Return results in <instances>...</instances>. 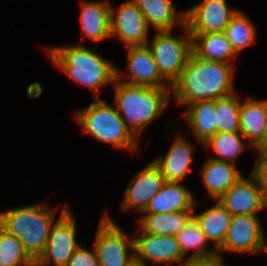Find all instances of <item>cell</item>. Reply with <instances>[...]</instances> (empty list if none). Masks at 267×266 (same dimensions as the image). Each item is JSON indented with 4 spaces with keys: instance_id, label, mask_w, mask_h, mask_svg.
Returning a JSON list of instances; mask_svg holds the SVG:
<instances>
[{
    "instance_id": "cell-27",
    "label": "cell",
    "mask_w": 267,
    "mask_h": 266,
    "mask_svg": "<svg viewBox=\"0 0 267 266\" xmlns=\"http://www.w3.org/2000/svg\"><path fill=\"white\" fill-rule=\"evenodd\" d=\"M0 266H35L23 244L0 227Z\"/></svg>"
},
{
    "instance_id": "cell-24",
    "label": "cell",
    "mask_w": 267,
    "mask_h": 266,
    "mask_svg": "<svg viewBox=\"0 0 267 266\" xmlns=\"http://www.w3.org/2000/svg\"><path fill=\"white\" fill-rule=\"evenodd\" d=\"M188 106L186 121L190 123L199 143L203 144L217 134L215 100L197 101Z\"/></svg>"
},
{
    "instance_id": "cell-13",
    "label": "cell",
    "mask_w": 267,
    "mask_h": 266,
    "mask_svg": "<svg viewBox=\"0 0 267 266\" xmlns=\"http://www.w3.org/2000/svg\"><path fill=\"white\" fill-rule=\"evenodd\" d=\"M135 260L145 264L150 260L155 264H170L182 262L184 259L176 236H160L141 232L134 238Z\"/></svg>"
},
{
    "instance_id": "cell-34",
    "label": "cell",
    "mask_w": 267,
    "mask_h": 266,
    "mask_svg": "<svg viewBox=\"0 0 267 266\" xmlns=\"http://www.w3.org/2000/svg\"><path fill=\"white\" fill-rule=\"evenodd\" d=\"M258 153H267V142L262 146V148L257 149Z\"/></svg>"
},
{
    "instance_id": "cell-6",
    "label": "cell",
    "mask_w": 267,
    "mask_h": 266,
    "mask_svg": "<svg viewBox=\"0 0 267 266\" xmlns=\"http://www.w3.org/2000/svg\"><path fill=\"white\" fill-rule=\"evenodd\" d=\"M182 27L186 38L175 37L171 35V30H163L156 32L152 44L147 43L161 75L171 85L179 78L193 52L192 36L186 24Z\"/></svg>"
},
{
    "instance_id": "cell-21",
    "label": "cell",
    "mask_w": 267,
    "mask_h": 266,
    "mask_svg": "<svg viewBox=\"0 0 267 266\" xmlns=\"http://www.w3.org/2000/svg\"><path fill=\"white\" fill-rule=\"evenodd\" d=\"M139 228L145 233L160 236H176L193 218L192 210L170 213H145Z\"/></svg>"
},
{
    "instance_id": "cell-19",
    "label": "cell",
    "mask_w": 267,
    "mask_h": 266,
    "mask_svg": "<svg viewBox=\"0 0 267 266\" xmlns=\"http://www.w3.org/2000/svg\"><path fill=\"white\" fill-rule=\"evenodd\" d=\"M201 177L207 192L218 201L242 175L235 164L210 158L202 169Z\"/></svg>"
},
{
    "instance_id": "cell-1",
    "label": "cell",
    "mask_w": 267,
    "mask_h": 266,
    "mask_svg": "<svg viewBox=\"0 0 267 266\" xmlns=\"http://www.w3.org/2000/svg\"><path fill=\"white\" fill-rule=\"evenodd\" d=\"M232 64L206 60L191 53L171 90L178 104L216 100L234 93Z\"/></svg>"
},
{
    "instance_id": "cell-32",
    "label": "cell",
    "mask_w": 267,
    "mask_h": 266,
    "mask_svg": "<svg viewBox=\"0 0 267 266\" xmlns=\"http://www.w3.org/2000/svg\"><path fill=\"white\" fill-rule=\"evenodd\" d=\"M252 175L258 181L264 201L267 203V153H259Z\"/></svg>"
},
{
    "instance_id": "cell-33",
    "label": "cell",
    "mask_w": 267,
    "mask_h": 266,
    "mask_svg": "<svg viewBox=\"0 0 267 266\" xmlns=\"http://www.w3.org/2000/svg\"><path fill=\"white\" fill-rule=\"evenodd\" d=\"M220 252L215 251L214 254L209 256L186 258V262L181 264L182 266H226L221 261Z\"/></svg>"
},
{
    "instance_id": "cell-12",
    "label": "cell",
    "mask_w": 267,
    "mask_h": 266,
    "mask_svg": "<svg viewBox=\"0 0 267 266\" xmlns=\"http://www.w3.org/2000/svg\"><path fill=\"white\" fill-rule=\"evenodd\" d=\"M252 179L241 177L218 202L232 215H257V211L267 207L258 181L251 174Z\"/></svg>"
},
{
    "instance_id": "cell-16",
    "label": "cell",
    "mask_w": 267,
    "mask_h": 266,
    "mask_svg": "<svg viewBox=\"0 0 267 266\" xmlns=\"http://www.w3.org/2000/svg\"><path fill=\"white\" fill-rule=\"evenodd\" d=\"M240 133L254 149L267 142V101L248 99L240 107Z\"/></svg>"
},
{
    "instance_id": "cell-20",
    "label": "cell",
    "mask_w": 267,
    "mask_h": 266,
    "mask_svg": "<svg viewBox=\"0 0 267 266\" xmlns=\"http://www.w3.org/2000/svg\"><path fill=\"white\" fill-rule=\"evenodd\" d=\"M83 32L92 41L110 37L111 5L108 2H83L80 16Z\"/></svg>"
},
{
    "instance_id": "cell-5",
    "label": "cell",
    "mask_w": 267,
    "mask_h": 266,
    "mask_svg": "<svg viewBox=\"0 0 267 266\" xmlns=\"http://www.w3.org/2000/svg\"><path fill=\"white\" fill-rule=\"evenodd\" d=\"M98 98V95H95L92 104L76 113L79 124L99 141L137 151V137L127 128L116 108L103 100L98 101Z\"/></svg>"
},
{
    "instance_id": "cell-3",
    "label": "cell",
    "mask_w": 267,
    "mask_h": 266,
    "mask_svg": "<svg viewBox=\"0 0 267 266\" xmlns=\"http://www.w3.org/2000/svg\"><path fill=\"white\" fill-rule=\"evenodd\" d=\"M56 209L45 203L0 213V227L14 235L28 255L36 261L47 244Z\"/></svg>"
},
{
    "instance_id": "cell-10",
    "label": "cell",
    "mask_w": 267,
    "mask_h": 266,
    "mask_svg": "<svg viewBox=\"0 0 267 266\" xmlns=\"http://www.w3.org/2000/svg\"><path fill=\"white\" fill-rule=\"evenodd\" d=\"M264 237L257 215H234L217 252L262 253Z\"/></svg>"
},
{
    "instance_id": "cell-23",
    "label": "cell",
    "mask_w": 267,
    "mask_h": 266,
    "mask_svg": "<svg viewBox=\"0 0 267 266\" xmlns=\"http://www.w3.org/2000/svg\"><path fill=\"white\" fill-rule=\"evenodd\" d=\"M193 53L206 60L225 62L236 57V52L223 33L191 34Z\"/></svg>"
},
{
    "instance_id": "cell-2",
    "label": "cell",
    "mask_w": 267,
    "mask_h": 266,
    "mask_svg": "<svg viewBox=\"0 0 267 266\" xmlns=\"http://www.w3.org/2000/svg\"><path fill=\"white\" fill-rule=\"evenodd\" d=\"M120 76L121 72L117 69L114 84L116 110L136 137L165 109L171 88L123 83Z\"/></svg>"
},
{
    "instance_id": "cell-30",
    "label": "cell",
    "mask_w": 267,
    "mask_h": 266,
    "mask_svg": "<svg viewBox=\"0 0 267 266\" xmlns=\"http://www.w3.org/2000/svg\"><path fill=\"white\" fill-rule=\"evenodd\" d=\"M176 238L183 256H185L190 249H196L193 255L189 256L188 259L209 256L215 253L214 251L205 249L208 239L201 231L194 218L184 226V228L176 235Z\"/></svg>"
},
{
    "instance_id": "cell-29",
    "label": "cell",
    "mask_w": 267,
    "mask_h": 266,
    "mask_svg": "<svg viewBox=\"0 0 267 266\" xmlns=\"http://www.w3.org/2000/svg\"><path fill=\"white\" fill-rule=\"evenodd\" d=\"M240 134L241 133H217L211 136L202 145L206 148L212 146L213 150L218 155V157L212 159L234 164L236 157L245 147Z\"/></svg>"
},
{
    "instance_id": "cell-36",
    "label": "cell",
    "mask_w": 267,
    "mask_h": 266,
    "mask_svg": "<svg viewBox=\"0 0 267 266\" xmlns=\"http://www.w3.org/2000/svg\"><path fill=\"white\" fill-rule=\"evenodd\" d=\"M266 251H267V244L265 243L262 252H266Z\"/></svg>"
},
{
    "instance_id": "cell-25",
    "label": "cell",
    "mask_w": 267,
    "mask_h": 266,
    "mask_svg": "<svg viewBox=\"0 0 267 266\" xmlns=\"http://www.w3.org/2000/svg\"><path fill=\"white\" fill-rule=\"evenodd\" d=\"M201 231L206 235L208 241L215 244L217 251L224 243L232 215L217 201L214 207L199 215L193 214Z\"/></svg>"
},
{
    "instance_id": "cell-31",
    "label": "cell",
    "mask_w": 267,
    "mask_h": 266,
    "mask_svg": "<svg viewBox=\"0 0 267 266\" xmlns=\"http://www.w3.org/2000/svg\"><path fill=\"white\" fill-rule=\"evenodd\" d=\"M66 266H99L96 251L79 247L68 260Z\"/></svg>"
},
{
    "instance_id": "cell-15",
    "label": "cell",
    "mask_w": 267,
    "mask_h": 266,
    "mask_svg": "<svg viewBox=\"0 0 267 266\" xmlns=\"http://www.w3.org/2000/svg\"><path fill=\"white\" fill-rule=\"evenodd\" d=\"M128 69L130 80L122 81L133 85H145L158 88H172L171 84L162 82L164 78L155 63L152 52L147 45L128 47Z\"/></svg>"
},
{
    "instance_id": "cell-17",
    "label": "cell",
    "mask_w": 267,
    "mask_h": 266,
    "mask_svg": "<svg viewBox=\"0 0 267 266\" xmlns=\"http://www.w3.org/2000/svg\"><path fill=\"white\" fill-rule=\"evenodd\" d=\"M194 147L178 136L164 158L153 163L160 169L167 182H180L190 170Z\"/></svg>"
},
{
    "instance_id": "cell-18",
    "label": "cell",
    "mask_w": 267,
    "mask_h": 266,
    "mask_svg": "<svg viewBox=\"0 0 267 266\" xmlns=\"http://www.w3.org/2000/svg\"><path fill=\"white\" fill-rule=\"evenodd\" d=\"M196 204L192 194L179 182H165L142 213H170L192 210Z\"/></svg>"
},
{
    "instance_id": "cell-26",
    "label": "cell",
    "mask_w": 267,
    "mask_h": 266,
    "mask_svg": "<svg viewBox=\"0 0 267 266\" xmlns=\"http://www.w3.org/2000/svg\"><path fill=\"white\" fill-rule=\"evenodd\" d=\"M240 107L235 93L215 100L217 133H240Z\"/></svg>"
},
{
    "instance_id": "cell-7",
    "label": "cell",
    "mask_w": 267,
    "mask_h": 266,
    "mask_svg": "<svg viewBox=\"0 0 267 266\" xmlns=\"http://www.w3.org/2000/svg\"><path fill=\"white\" fill-rule=\"evenodd\" d=\"M94 245L99 266H129L135 261V254L127 252H135L134 238L128 240L108 215L102 217Z\"/></svg>"
},
{
    "instance_id": "cell-22",
    "label": "cell",
    "mask_w": 267,
    "mask_h": 266,
    "mask_svg": "<svg viewBox=\"0 0 267 266\" xmlns=\"http://www.w3.org/2000/svg\"><path fill=\"white\" fill-rule=\"evenodd\" d=\"M143 13L148 27L156 31L172 30L175 24L185 25V12L176 17L171 0H134Z\"/></svg>"
},
{
    "instance_id": "cell-35",
    "label": "cell",
    "mask_w": 267,
    "mask_h": 266,
    "mask_svg": "<svg viewBox=\"0 0 267 266\" xmlns=\"http://www.w3.org/2000/svg\"><path fill=\"white\" fill-rule=\"evenodd\" d=\"M129 266H147V265H144L143 263H140V262H138V261H134L131 265H129Z\"/></svg>"
},
{
    "instance_id": "cell-14",
    "label": "cell",
    "mask_w": 267,
    "mask_h": 266,
    "mask_svg": "<svg viewBox=\"0 0 267 266\" xmlns=\"http://www.w3.org/2000/svg\"><path fill=\"white\" fill-rule=\"evenodd\" d=\"M133 180L132 184L126 188L121 207L125 210L134 208L136 211L143 212L166 180L153 161L138 173Z\"/></svg>"
},
{
    "instance_id": "cell-9",
    "label": "cell",
    "mask_w": 267,
    "mask_h": 266,
    "mask_svg": "<svg viewBox=\"0 0 267 266\" xmlns=\"http://www.w3.org/2000/svg\"><path fill=\"white\" fill-rule=\"evenodd\" d=\"M237 11L226 0H203L185 12V24L190 34L223 33Z\"/></svg>"
},
{
    "instance_id": "cell-8",
    "label": "cell",
    "mask_w": 267,
    "mask_h": 266,
    "mask_svg": "<svg viewBox=\"0 0 267 266\" xmlns=\"http://www.w3.org/2000/svg\"><path fill=\"white\" fill-rule=\"evenodd\" d=\"M76 223L67 205L61 210L58 220L52 225L43 253L35 266H66L73 253L80 247L76 242Z\"/></svg>"
},
{
    "instance_id": "cell-28",
    "label": "cell",
    "mask_w": 267,
    "mask_h": 266,
    "mask_svg": "<svg viewBox=\"0 0 267 266\" xmlns=\"http://www.w3.org/2000/svg\"><path fill=\"white\" fill-rule=\"evenodd\" d=\"M255 29L246 15L237 11L225 29L227 39L238 54L242 49L255 41Z\"/></svg>"
},
{
    "instance_id": "cell-4",
    "label": "cell",
    "mask_w": 267,
    "mask_h": 266,
    "mask_svg": "<svg viewBox=\"0 0 267 266\" xmlns=\"http://www.w3.org/2000/svg\"><path fill=\"white\" fill-rule=\"evenodd\" d=\"M54 62L70 78L91 90L117 79V68L83 45L48 49Z\"/></svg>"
},
{
    "instance_id": "cell-11",
    "label": "cell",
    "mask_w": 267,
    "mask_h": 266,
    "mask_svg": "<svg viewBox=\"0 0 267 266\" xmlns=\"http://www.w3.org/2000/svg\"><path fill=\"white\" fill-rule=\"evenodd\" d=\"M148 29L145 17L134 0L122 4L116 15L111 6L110 35L117 34L127 47L147 45Z\"/></svg>"
}]
</instances>
